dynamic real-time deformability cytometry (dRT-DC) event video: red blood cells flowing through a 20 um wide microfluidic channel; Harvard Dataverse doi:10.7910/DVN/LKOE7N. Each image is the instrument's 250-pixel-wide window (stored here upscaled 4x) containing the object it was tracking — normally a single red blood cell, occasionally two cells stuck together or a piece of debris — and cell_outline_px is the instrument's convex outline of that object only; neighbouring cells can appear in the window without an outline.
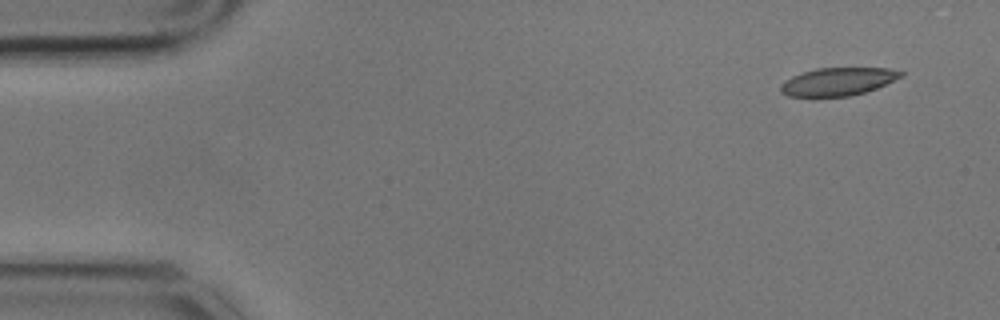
{"species": "common noctule bat (a hibernating species)", "species_latin": "Nyctalus noctula", "temperature_condition": "cold", "stored_images_in_passage": 55, "camera_frame_rate_fps": 3000, "um_per_image_px": 0.085, "animal": {"sex": "male", "body_mass_g": 17.9}, "frame": {"image": 1, "passage_image": 1, "time_ms": 0.0, "image_size_px": [1000, 320], "cell_outline_px": [[904, 76], [876, 88], [864, 92], [848, 96], [788, 96], [780, 92], [780, 84], [784, 80], [792, 76], [816, 68], [888, 68], [904, 72]], "centroid_in_image_um": [71.21, 6.93], "position_along_channel_um": 13.8, "area_um2": 19.48}}
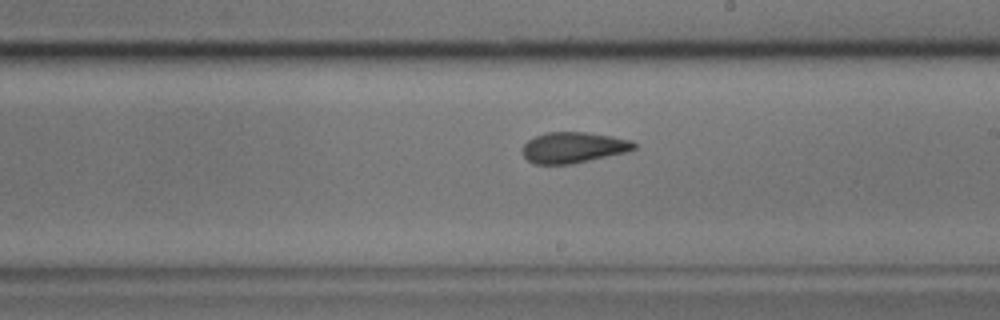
{"frame": {"image": 2, "passage_image": 30, "time_ms": 9.667, "image_size_px": [1000, 320], "cell_outline_px": [[636, 148], [628, 152], [572, 164], [532, 164], [524, 156], [524, 144], [528, 140], [544, 132], [588, 132], [612, 136], [632, 140], [636, 144]], "centroid_in_image_um": [48.77, 12.53], "position_along_channel_um": 240.2, "area_um2": 20.17}}
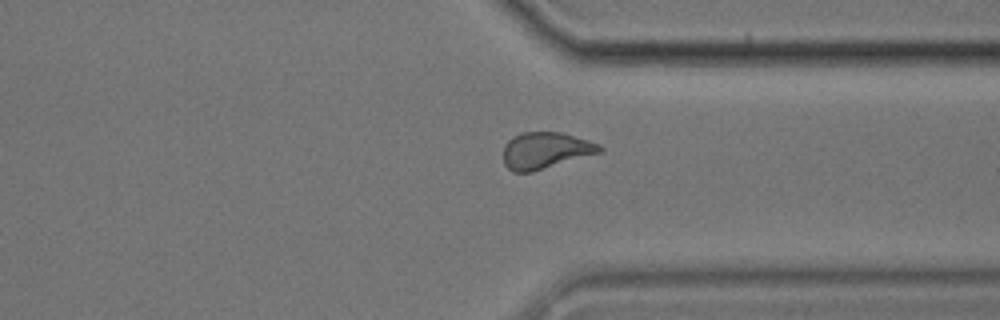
{"frame": {"image": 3, "passage_image": 41, "time_ms": 13.333, "image_size_px": [1000, 320], "cell_outline_px": [[604, 152], [532, 172], [512, 172], [504, 164], [504, 144], [512, 136], [520, 132], [560, 132], [588, 140], [600, 144], [604, 148]], "centroid_in_image_um": [46.38, 12.79], "position_along_channel_um": 365.0, "area_um2": 20.81}, "authors_computed_cell_mechanics": {"area_um2": 20.7502, "velocity_mm_per_s": 3.4165, "shape_relaxation_time_tau1_ms": 7.1037, "shape_relaxation_time_tau2_ms": 2.1376, "deformation_change_tau1": 0.1449, "deformation_change_tau2": 0.0649}}